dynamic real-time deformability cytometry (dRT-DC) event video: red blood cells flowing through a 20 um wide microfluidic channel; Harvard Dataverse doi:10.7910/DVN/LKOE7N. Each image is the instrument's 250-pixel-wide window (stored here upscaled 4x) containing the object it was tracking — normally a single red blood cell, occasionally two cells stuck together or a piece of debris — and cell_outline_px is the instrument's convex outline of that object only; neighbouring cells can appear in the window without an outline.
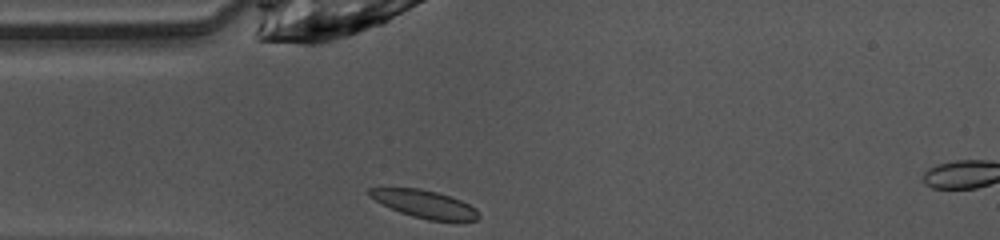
{"species": "common noctule bat (a hibernating species)", "species_latin": "Nyctalus noctula", "temperature_condition": "warm", "stored_images_in_passage": 3, "camera_frame_rate_fps": 3000, "um_per_image_px": 0.085, "animal": {"sex": "female", "body_mass_g": 10.0, "forearm_length_mm": 53.1}, "frame": {"image": 1, "passage_image": 1, "time_ms": 0.0, "image_size_px": [1000, 240], "cell_outline_px": [[480, 216], [476, 220], [428, 220], [412, 216], [400, 212], [376, 200], [368, 192], [368, 188], [420, 188], [436, 192], [460, 200], [476, 208]], "centroid_in_image_um": [36.11, 17.34], "position_along_channel_um": 48.9, "area_um2": 17.11}}